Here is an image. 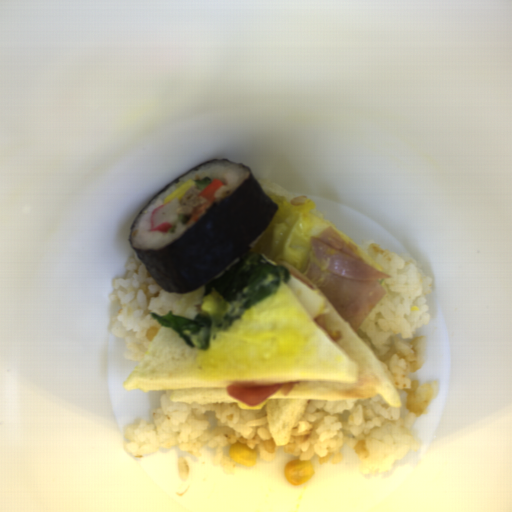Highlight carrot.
<instances>
[{
    "mask_svg": "<svg viewBox=\"0 0 512 512\" xmlns=\"http://www.w3.org/2000/svg\"><path fill=\"white\" fill-rule=\"evenodd\" d=\"M224 186V182L220 179H214L210 182V184L202 189L200 193L197 195L199 197H204L207 199V203L195 206L190 214V218L188 220V225L196 221L203 213L205 209H207L214 201H215V193L217 190Z\"/></svg>",
    "mask_w": 512,
    "mask_h": 512,
    "instance_id": "b8716197",
    "label": "carrot"
}]
</instances>
